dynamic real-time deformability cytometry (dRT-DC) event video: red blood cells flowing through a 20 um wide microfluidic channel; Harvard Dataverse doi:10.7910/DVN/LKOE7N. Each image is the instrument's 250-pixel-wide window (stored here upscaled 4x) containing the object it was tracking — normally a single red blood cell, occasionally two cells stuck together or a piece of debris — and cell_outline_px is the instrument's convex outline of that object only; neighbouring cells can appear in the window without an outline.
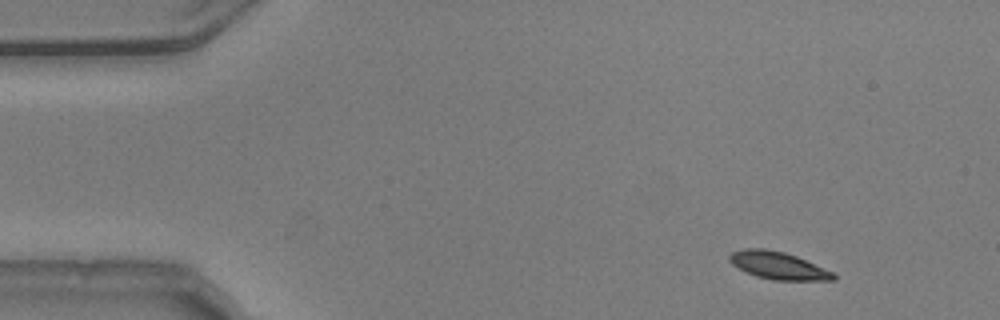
{"species": "common noctule bat (a hibernating species)", "species_latin": "Nyctalus noctula", "temperature_condition": "warm", "stored_images_in_passage": 39, "camera_frame_rate_fps": 3000, "um_per_image_px": 0.085, "animal": {"sex": "male", "body_mass_g": 20.5, "forearm_length_mm": 52.5}, "frame": {"image": 1, "passage_image": 1, "time_ms": 0.0, "image_size_px": [1000, 320], "cell_outline_px": [[836, 280], [772, 280], [756, 276], [732, 264], [728, 260], [728, 256], [732, 252], [744, 248], [764, 248], [784, 252], [796, 256], [832, 272], [836, 276]], "centroid_in_image_um": [66.11, 22.56], "position_along_channel_um": 18.9, "area_um2": 16.42}}
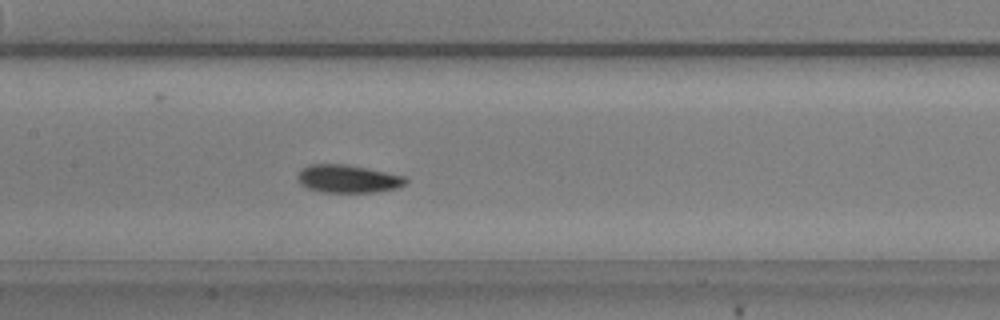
{"frame": {"image": 2, "passage_image": 21, "time_ms": 6.667, "image_size_px": [1000, 320], "cell_outline_px": [[408, 180], [404, 184], [396, 188], [372, 192], [320, 192], [308, 188], [300, 184], [296, 180], [296, 176], [300, 168], [308, 164], [348, 164], [404, 176]], "centroid_in_image_um": [29.49, 15.19], "position_along_channel_um": 177.9, "area_um2": 17.69}}
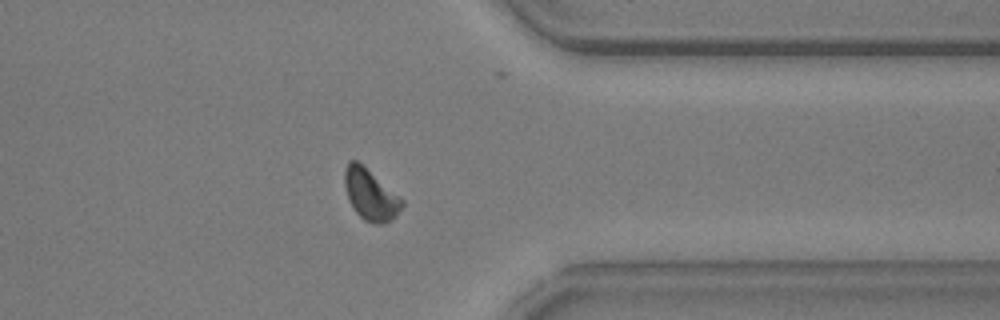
{"frame": {"image": 3, "passage_image": 38, "time_ms": 12.333, "image_size_px": [1000, 320], "cell_outline_px": [[404, 204], [396, 216], [392, 220], [384, 224], [372, 224], [364, 220], [356, 212], [348, 200], [344, 184], [344, 168], [348, 160], [356, 160], [404, 200]], "centroid_in_image_um": [31.47, 16.57], "position_along_channel_um": 379.9, "area_um2": 17.05}, "authors_computed_cell_mechanics": {"area_um2": 17.34, "velocity_mm_per_s": 3.7191, "shape_relaxation_time_tau1_ms": 2.3154, "shape_relaxation_time_tau2_ms": 4.2283, "deformation_change_tau1": 0.0961, "deformation_change_tau2": 0.0885}}